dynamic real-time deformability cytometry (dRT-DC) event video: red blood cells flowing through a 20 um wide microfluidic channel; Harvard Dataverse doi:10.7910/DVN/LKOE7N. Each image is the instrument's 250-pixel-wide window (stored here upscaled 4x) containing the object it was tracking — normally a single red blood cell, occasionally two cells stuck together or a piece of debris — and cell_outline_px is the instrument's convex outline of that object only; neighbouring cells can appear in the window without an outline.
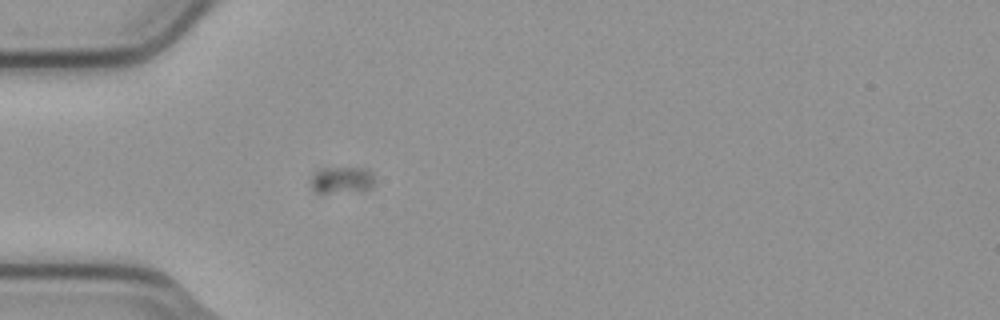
{"species": "common noctule bat (a hibernating species)", "species_latin": "Nyctalus noctula", "temperature_condition": "cold", "stored_images_in_passage": 4, "camera_frame_rate_fps": 3000, "um_per_image_px": 0.085, "animal": {"sex": "male", "body_mass_g": 23.1, "forearm_length_mm": 52.7}, "frame": {"image": 1, "passage_image": 4, "time_ms": 1.0, "image_size_px": [1000, 320], "cell_outline_px": [[372, 188], [320, 196], [312, 188], [312, 176], [320, 168], [364, 168], [372, 172]], "centroid_in_image_um": [28.99, 15.34], "position_along_channel_um": 56.0, "area_um2": 10.06}}